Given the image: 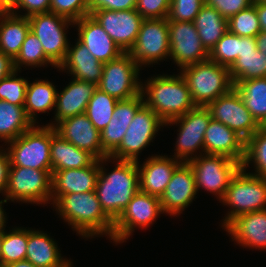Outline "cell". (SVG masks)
Instances as JSON below:
<instances>
[{
	"label": "cell",
	"mask_w": 266,
	"mask_h": 267,
	"mask_svg": "<svg viewBox=\"0 0 266 267\" xmlns=\"http://www.w3.org/2000/svg\"><path fill=\"white\" fill-rule=\"evenodd\" d=\"M115 162L110 172L104 167L108 161ZM107 171V172H106ZM139 191L137 162L111 159L99 160V175L95 192L104 212L115 221L133 196Z\"/></svg>",
	"instance_id": "cell-1"
},
{
	"label": "cell",
	"mask_w": 266,
	"mask_h": 267,
	"mask_svg": "<svg viewBox=\"0 0 266 267\" xmlns=\"http://www.w3.org/2000/svg\"><path fill=\"white\" fill-rule=\"evenodd\" d=\"M53 207L79 236L104 235L112 240L114 221L102 209L95 191L62 195Z\"/></svg>",
	"instance_id": "cell-2"
},
{
	"label": "cell",
	"mask_w": 266,
	"mask_h": 267,
	"mask_svg": "<svg viewBox=\"0 0 266 267\" xmlns=\"http://www.w3.org/2000/svg\"><path fill=\"white\" fill-rule=\"evenodd\" d=\"M140 93L144 105L152 109L164 122L186 114L196 105L184 77L159 74L141 82Z\"/></svg>",
	"instance_id": "cell-3"
},
{
	"label": "cell",
	"mask_w": 266,
	"mask_h": 267,
	"mask_svg": "<svg viewBox=\"0 0 266 267\" xmlns=\"http://www.w3.org/2000/svg\"><path fill=\"white\" fill-rule=\"evenodd\" d=\"M180 73L187 82L192 101L196 106H207L234 88L229 68L209 59L186 66Z\"/></svg>",
	"instance_id": "cell-4"
},
{
	"label": "cell",
	"mask_w": 266,
	"mask_h": 267,
	"mask_svg": "<svg viewBox=\"0 0 266 267\" xmlns=\"http://www.w3.org/2000/svg\"><path fill=\"white\" fill-rule=\"evenodd\" d=\"M230 207L221 227L240 215L266 209V178H262L242 167L232 177L224 197L219 201Z\"/></svg>",
	"instance_id": "cell-5"
},
{
	"label": "cell",
	"mask_w": 266,
	"mask_h": 267,
	"mask_svg": "<svg viewBox=\"0 0 266 267\" xmlns=\"http://www.w3.org/2000/svg\"><path fill=\"white\" fill-rule=\"evenodd\" d=\"M52 127L33 125L18 138L5 144L11 166L52 170L51 167Z\"/></svg>",
	"instance_id": "cell-6"
},
{
	"label": "cell",
	"mask_w": 266,
	"mask_h": 267,
	"mask_svg": "<svg viewBox=\"0 0 266 267\" xmlns=\"http://www.w3.org/2000/svg\"><path fill=\"white\" fill-rule=\"evenodd\" d=\"M52 195V170L10 166L5 197L8 201L49 204Z\"/></svg>",
	"instance_id": "cell-7"
},
{
	"label": "cell",
	"mask_w": 266,
	"mask_h": 267,
	"mask_svg": "<svg viewBox=\"0 0 266 267\" xmlns=\"http://www.w3.org/2000/svg\"><path fill=\"white\" fill-rule=\"evenodd\" d=\"M210 120L211 114L206 106H195L186 114L165 122V126L174 124L179 126L175 152L172 157L181 162H188L203 155L204 134Z\"/></svg>",
	"instance_id": "cell-8"
},
{
	"label": "cell",
	"mask_w": 266,
	"mask_h": 267,
	"mask_svg": "<svg viewBox=\"0 0 266 267\" xmlns=\"http://www.w3.org/2000/svg\"><path fill=\"white\" fill-rule=\"evenodd\" d=\"M28 19L30 31L41 42L45 56L59 68L68 52L67 29L75 27L74 21L53 12L34 14Z\"/></svg>",
	"instance_id": "cell-9"
},
{
	"label": "cell",
	"mask_w": 266,
	"mask_h": 267,
	"mask_svg": "<svg viewBox=\"0 0 266 267\" xmlns=\"http://www.w3.org/2000/svg\"><path fill=\"white\" fill-rule=\"evenodd\" d=\"M165 122L150 108L143 105L135 114L120 145L108 156L111 159L139 161V153L153 142Z\"/></svg>",
	"instance_id": "cell-10"
},
{
	"label": "cell",
	"mask_w": 266,
	"mask_h": 267,
	"mask_svg": "<svg viewBox=\"0 0 266 267\" xmlns=\"http://www.w3.org/2000/svg\"><path fill=\"white\" fill-rule=\"evenodd\" d=\"M195 176L197 192L203 188L220 201L229 187L232 177L242 165L223 155L203 154L188 161Z\"/></svg>",
	"instance_id": "cell-11"
},
{
	"label": "cell",
	"mask_w": 266,
	"mask_h": 267,
	"mask_svg": "<svg viewBox=\"0 0 266 267\" xmlns=\"http://www.w3.org/2000/svg\"><path fill=\"white\" fill-rule=\"evenodd\" d=\"M128 53L140 68L169 59L170 43L167 18L143 19L135 44Z\"/></svg>",
	"instance_id": "cell-12"
},
{
	"label": "cell",
	"mask_w": 266,
	"mask_h": 267,
	"mask_svg": "<svg viewBox=\"0 0 266 267\" xmlns=\"http://www.w3.org/2000/svg\"><path fill=\"white\" fill-rule=\"evenodd\" d=\"M140 70L141 68L130 54L124 52L118 58L104 63L97 88L118 101L133 98L140 94Z\"/></svg>",
	"instance_id": "cell-13"
},
{
	"label": "cell",
	"mask_w": 266,
	"mask_h": 267,
	"mask_svg": "<svg viewBox=\"0 0 266 267\" xmlns=\"http://www.w3.org/2000/svg\"><path fill=\"white\" fill-rule=\"evenodd\" d=\"M160 214H164L160 198L138 191L114 221L113 243L126 242L135 228H148Z\"/></svg>",
	"instance_id": "cell-14"
},
{
	"label": "cell",
	"mask_w": 266,
	"mask_h": 267,
	"mask_svg": "<svg viewBox=\"0 0 266 267\" xmlns=\"http://www.w3.org/2000/svg\"><path fill=\"white\" fill-rule=\"evenodd\" d=\"M211 118L235 131L245 141L253 136L260 124L245 107L240 94L233 88L229 93L219 96L206 106Z\"/></svg>",
	"instance_id": "cell-15"
},
{
	"label": "cell",
	"mask_w": 266,
	"mask_h": 267,
	"mask_svg": "<svg viewBox=\"0 0 266 267\" xmlns=\"http://www.w3.org/2000/svg\"><path fill=\"white\" fill-rule=\"evenodd\" d=\"M168 30L169 59L179 67L178 70L209 59L194 22L168 20Z\"/></svg>",
	"instance_id": "cell-16"
},
{
	"label": "cell",
	"mask_w": 266,
	"mask_h": 267,
	"mask_svg": "<svg viewBox=\"0 0 266 267\" xmlns=\"http://www.w3.org/2000/svg\"><path fill=\"white\" fill-rule=\"evenodd\" d=\"M122 49L123 52H129L135 44L140 30L143 17L132 10H98L91 14Z\"/></svg>",
	"instance_id": "cell-17"
},
{
	"label": "cell",
	"mask_w": 266,
	"mask_h": 267,
	"mask_svg": "<svg viewBox=\"0 0 266 267\" xmlns=\"http://www.w3.org/2000/svg\"><path fill=\"white\" fill-rule=\"evenodd\" d=\"M195 176L188 162H182L174 171L165 192L160 197L164 214L180 215L196 199Z\"/></svg>",
	"instance_id": "cell-18"
},
{
	"label": "cell",
	"mask_w": 266,
	"mask_h": 267,
	"mask_svg": "<svg viewBox=\"0 0 266 267\" xmlns=\"http://www.w3.org/2000/svg\"><path fill=\"white\" fill-rule=\"evenodd\" d=\"M57 134L79 149L101 160L109 155L102 149L101 134L85 113L66 118L54 126Z\"/></svg>",
	"instance_id": "cell-19"
},
{
	"label": "cell",
	"mask_w": 266,
	"mask_h": 267,
	"mask_svg": "<svg viewBox=\"0 0 266 267\" xmlns=\"http://www.w3.org/2000/svg\"><path fill=\"white\" fill-rule=\"evenodd\" d=\"M74 25L78 31L77 39L99 62L107 63L124 53L92 15L74 21Z\"/></svg>",
	"instance_id": "cell-20"
},
{
	"label": "cell",
	"mask_w": 266,
	"mask_h": 267,
	"mask_svg": "<svg viewBox=\"0 0 266 267\" xmlns=\"http://www.w3.org/2000/svg\"><path fill=\"white\" fill-rule=\"evenodd\" d=\"M182 162L168 155H152L137 166L139 170V191L160 198L172 178L175 169Z\"/></svg>",
	"instance_id": "cell-21"
},
{
	"label": "cell",
	"mask_w": 266,
	"mask_h": 267,
	"mask_svg": "<svg viewBox=\"0 0 266 267\" xmlns=\"http://www.w3.org/2000/svg\"><path fill=\"white\" fill-rule=\"evenodd\" d=\"M223 229L240 246L266 251V209L235 217Z\"/></svg>",
	"instance_id": "cell-22"
},
{
	"label": "cell",
	"mask_w": 266,
	"mask_h": 267,
	"mask_svg": "<svg viewBox=\"0 0 266 267\" xmlns=\"http://www.w3.org/2000/svg\"><path fill=\"white\" fill-rule=\"evenodd\" d=\"M245 144L246 141L235 131L211 118L204 134V154L223 155L242 165Z\"/></svg>",
	"instance_id": "cell-23"
},
{
	"label": "cell",
	"mask_w": 266,
	"mask_h": 267,
	"mask_svg": "<svg viewBox=\"0 0 266 267\" xmlns=\"http://www.w3.org/2000/svg\"><path fill=\"white\" fill-rule=\"evenodd\" d=\"M98 175V159L87 167L52 171L51 204L65 194L95 191Z\"/></svg>",
	"instance_id": "cell-24"
},
{
	"label": "cell",
	"mask_w": 266,
	"mask_h": 267,
	"mask_svg": "<svg viewBox=\"0 0 266 267\" xmlns=\"http://www.w3.org/2000/svg\"><path fill=\"white\" fill-rule=\"evenodd\" d=\"M96 89L97 85L94 83L72 78L60 93L57 91L54 121L46 125L54 127L66 118L85 113L88 102Z\"/></svg>",
	"instance_id": "cell-25"
},
{
	"label": "cell",
	"mask_w": 266,
	"mask_h": 267,
	"mask_svg": "<svg viewBox=\"0 0 266 267\" xmlns=\"http://www.w3.org/2000/svg\"><path fill=\"white\" fill-rule=\"evenodd\" d=\"M144 105L142 94L119 100L108 125L100 132L102 149L110 155L121 143L137 111Z\"/></svg>",
	"instance_id": "cell-26"
},
{
	"label": "cell",
	"mask_w": 266,
	"mask_h": 267,
	"mask_svg": "<svg viewBox=\"0 0 266 267\" xmlns=\"http://www.w3.org/2000/svg\"><path fill=\"white\" fill-rule=\"evenodd\" d=\"M70 45L69 43L66 58L58 70L67 71L71 76L73 75L71 78L98 85L104 64L99 62L78 39L74 46L70 47Z\"/></svg>",
	"instance_id": "cell-27"
},
{
	"label": "cell",
	"mask_w": 266,
	"mask_h": 267,
	"mask_svg": "<svg viewBox=\"0 0 266 267\" xmlns=\"http://www.w3.org/2000/svg\"><path fill=\"white\" fill-rule=\"evenodd\" d=\"M56 241L41 230L28 229L25 260L36 267H72L71 259H65Z\"/></svg>",
	"instance_id": "cell-28"
},
{
	"label": "cell",
	"mask_w": 266,
	"mask_h": 267,
	"mask_svg": "<svg viewBox=\"0 0 266 267\" xmlns=\"http://www.w3.org/2000/svg\"><path fill=\"white\" fill-rule=\"evenodd\" d=\"M50 160L52 171H60L90 166L96 158L88 151L79 149L63 139L52 127Z\"/></svg>",
	"instance_id": "cell-29"
},
{
	"label": "cell",
	"mask_w": 266,
	"mask_h": 267,
	"mask_svg": "<svg viewBox=\"0 0 266 267\" xmlns=\"http://www.w3.org/2000/svg\"><path fill=\"white\" fill-rule=\"evenodd\" d=\"M29 30L28 17L12 12L0 13V52L14 60Z\"/></svg>",
	"instance_id": "cell-30"
},
{
	"label": "cell",
	"mask_w": 266,
	"mask_h": 267,
	"mask_svg": "<svg viewBox=\"0 0 266 267\" xmlns=\"http://www.w3.org/2000/svg\"><path fill=\"white\" fill-rule=\"evenodd\" d=\"M56 85L46 80L28 81L25 97V113L33 125L38 124L37 113H49L56 105Z\"/></svg>",
	"instance_id": "cell-31"
},
{
	"label": "cell",
	"mask_w": 266,
	"mask_h": 267,
	"mask_svg": "<svg viewBox=\"0 0 266 267\" xmlns=\"http://www.w3.org/2000/svg\"><path fill=\"white\" fill-rule=\"evenodd\" d=\"M202 45L209 52L228 31V20L206 3L194 20Z\"/></svg>",
	"instance_id": "cell-32"
},
{
	"label": "cell",
	"mask_w": 266,
	"mask_h": 267,
	"mask_svg": "<svg viewBox=\"0 0 266 267\" xmlns=\"http://www.w3.org/2000/svg\"><path fill=\"white\" fill-rule=\"evenodd\" d=\"M234 88L240 94L245 107L261 124L266 118V77L236 81Z\"/></svg>",
	"instance_id": "cell-33"
},
{
	"label": "cell",
	"mask_w": 266,
	"mask_h": 267,
	"mask_svg": "<svg viewBox=\"0 0 266 267\" xmlns=\"http://www.w3.org/2000/svg\"><path fill=\"white\" fill-rule=\"evenodd\" d=\"M33 123L28 119L24 106L0 100V140L5 142L18 138L29 130Z\"/></svg>",
	"instance_id": "cell-34"
},
{
	"label": "cell",
	"mask_w": 266,
	"mask_h": 267,
	"mask_svg": "<svg viewBox=\"0 0 266 267\" xmlns=\"http://www.w3.org/2000/svg\"><path fill=\"white\" fill-rule=\"evenodd\" d=\"M229 71L233 83L266 77V55L259 50L242 53L238 55Z\"/></svg>",
	"instance_id": "cell-35"
},
{
	"label": "cell",
	"mask_w": 266,
	"mask_h": 267,
	"mask_svg": "<svg viewBox=\"0 0 266 267\" xmlns=\"http://www.w3.org/2000/svg\"><path fill=\"white\" fill-rule=\"evenodd\" d=\"M14 69L19 72L21 67L38 68L42 66L52 65L55 69L57 67L45 56L43 47L37 36L29 30L25 40L21 46L19 54L13 60Z\"/></svg>",
	"instance_id": "cell-36"
},
{
	"label": "cell",
	"mask_w": 266,
	"mask_h": 267,
	"mask_svg": "<svg viewBox=\"0 0 266 267\" xmlns=\"http://www.w3.org/2000/svg\"><path fill=\"white\" fill-rule=\"evenodd\" d=\"M117 102V99L102 92L99 88L94 91L86 107L85 114L99 132H102L110 122Z\"/></svg>",
	"instance_id": "cell-37"
},
{
	"label": "cell",
	"mask_w": 266,
	"mask_h": 267,
	"mask_svg": "<svg viewBox=\"0 0 266 267\" xmlns=\"http://www.w3.org/2000/svg\"><path fill=\"white\" fill-rule=\"evenodd\" d=\"M252 163L255 172L250 174L266 178V130L261 128L251 136L245 144V158L242 168H247Z\"/></svg>",
	"instance_id": "cell-38"
},
{
	"label": "cell",
	"mask_w": 266,
	"mask_h": 267,
	"mask_svg": "<svg viewBox=\"0 0 266 267\" xmlns=\"http://www.w3.org/2000/svg\"><path fill=\"white\" fill-rule=\"evenodd\" d=\"M27 243L28 229L14 227L9 232L4 231L1 266L25 260Z\"/></svg>",
	"instance_id": "cell-39"
},
{
	"label": "cell",
	"mask_w": 266,
	"mask_h": 267,
	"mask_svg": "<svg viewBox=\"0 0 266 267\" xmlns=\"http://www.w3.org/2000/svg\"><path fill=\"white\" fill-rule=\"evenodd\" d=\"M228 31L240 37H256L261 32L256 7L252 4L230 17Z\"/></svg>",
	"instance_id": "cell-40"
},
{
	"label": "cell",
	"mask_w": 266,
	"mask_h": 267,
	"mask_svg": "<svg viewBox=\"0 0 266 267\" xmlns=\"http://www.w3.org/2000/svg\"><path fill=\"white\" fill-rule=\"evenodd\" d=\"M239 53V36L227 31L209 51V60L230 68Z\"/></svg>",
	"instance_id": "cell-41"
},
{
	"label": "cell",
	"mask_w": 266,
	"mask_h": 267,
	"mask_svg": "<svg viewBox=\"0 0 266 267\" xmlns=\"http://www.w3.org/2000/svg\"><path fill=\"white\" fill-rule=\"evenodd\" d=\"M18 73V70H14L10 75L0 80V100L17 106H24L28 80L18 77Z\"/></svg>",
	"instance_id": "cell-42"
},
{
	"label": "cell",
	"mask_w": 266,
	"mask_h": 267,
	"mask_svg": "<svg viewBox=\"0 0 266 267\" xmlns=\"http://www.w3.org/2000/svg\"><path fill=\"white\" fill-rule=\"evenodd\" d=\"M50 12L76 21L89 15V0H50Z\"/></svg>",
	"instance_id": "cell-43"
},
{
	"label": "cell",
	"mask_w": 266,
	"mask_h": 267,
	"mask_svg": "<svg viewBox=\"0 0 266 267\" xmlns=\"http://www.w3.org/2000/svg\"><path fill=\"white\" fill-rule=\"evenodd\" d=\"M205 0H170L167 20L194 22Z\"/></svg>",
	"instance_id": "cell-44"
},
{
	"label": "cell",
	"mask_w": 266,
	"mask_h": 267,
	"mask_svg": "<svg viewBox=\"0 0 266 267\" xmlns=\"http://www.w3.org/2000/svg\"><path fill=\"white\" fill-rule=\"evenodd\" d=\"M135 9L143 19L167 18L170 0H137Z\"/></svg>",
	"instance_id": "cell-45"
},
{
	"label": "cell",
	"mask_w": 266,
	"mask_h": 267,
	"mask_svg": "<svg viewBox=\"0 0 266 267\" xmlns=\"http://www.w3.org/2000/svg\"><path fill=\"white\" fill-rule=\"evenodd\" d=\"M254 0H205V3L214 7L227 20L241 10L250 7Z\"/></svg>",
	"instance_id": "cell-46"
},
{
	"label": "cell",
	"mask_w": 266,
	"mask_h": 267,
	"mask_svg": "<svg viewBox=\"0 0 266 267\" xmlns=\"http://www.w3.org/2000/svg\"><path fill=\"white\" fill-rule=\"evenodd\" d=\"M20 9L25 11V13L21 15L25 17L50 12V0H16L12 13L20 15L19 13L22 11Z\"/></svg>",
	"instance_id": "cell-47"
},
{
	"label": "cell",
	"mask_w": 266,
	"mask_h": 267,
	"mask_svg": "<svg viewBox=\"0 0 266 267\" xmlns=\"http://www.w3.org/2000/svg\"><path fill=\"white\" fill-rule=\"evenodd\" d=\"M137 0H89V15L98 10H132Z\"/></svg>",
	"instance_id": "cell-48"
},
{
	"label": "cell",
	"mask_w": 266,
	"mask_h": 267,
	"mask_svg": "<svg viewBox=\"0 0 266 267\" xmlns=\"http://www.w3.org/2000/svg\"><path fill=\"white\" fill-rule=\"evenodd\" d=\"M10 159L6 149L0 147V193L5 196L8 185Z\"/></svg>",
	"instance_id": "cell-49"
},
{
	"label": "cell",
	"mask_w": 266,
	"mask_h": 267,
	"mask_svg": "<svg viewBox=\"0 0 266 267\" xmlns=\"http://www.w3.org/2000/svg\"><path fill=\"white\" fill-rule=\"evenodd\" d=\"M14 70L13 60L0 52V80L10 75Z\"/></svg>",
	"instance_id": "cell-50"
},
{
	"label": "cell",
	"mask_w": 266,
	"mask_h": 267,
	"mask_svg": "<svg viewBox=\"0 0 266 267\" xmlns=\"http://www.w3.org/2000/svg\"><path fill=\"white\" fill-rule=\"evenodd\" d=\"M257 49L255 37H240L239 36V53L255 52Z\"/></svg>",
	"instance_id": "cell-51"
},
{
	"label": "cell",
	"mask_w": 266,
	"mask_h": 267,
	"mask_svg": "<svg viewBox=\"0 0 266 267\" xmlns=\"http://www.w3.org/2000/svg\"><path fill=\"white\" fill-rule=\"evenodd\" d=\"M253 5L256 7L261 31L266 32V3L253 2Z\"/></svg>",
	"instance_id": "cell-52"
},
{
	"label": "cell",
	"mask_w": 266,
	"mask_h": 267,
	"mask_svg": "<svg viewBox=\"0 0 266 267\" xmlns=\"http://www.w3.org/2000/svg\"><path fill=\"white\" fill-rule=\"evenodd\" d=\"M257 49L266 55V32H260L256 37Z\"/></svg>",
	"instance_id": "cell-53"
},
{
	"label": "cell",
	"mask_w": 266,
	"mask_h": 267,
	"mask_svg": "<svg viewBox=\"0 0 266 267\" xmlns=\"http://www.w3.org/2000/svg\"><path fill=\"white\" fill-rule=\"evenodd\" d=\"M16 0H0V13H11Z\"/></svg>",
	"instance_id": "cell-54"
},
{
	"label": "cell",
	"mask_w": 266,
	"mask_h": 267,
	"mask_svg": "<svg viewBox=\"0 0 266 267\" xmlns=\"http://www.w3.org/2000/svg\"><path fill=\"white\" fill-rule=\"evenodd\" d=\"M7 202L8 200L6 198L4 200H0V231L6 230L5 227H6L7 214L3 209V204Z\"/></svg>",
	"instance_id": "cell-55"
},
{
	"label": "cell",
	"mask_w": 266,
	"mask_h": 267,
	"mask_svg": "<svg viewBox=\"0 0 266 267\" xmlns=\"http://www.w3.org/2000/svg\"><path fill=\"white\" fill-rule=\"evenodd\" d=\"M1 267H36V266L27 260H22V261L13 262V263L1 266Z\"/></svg>",
	"instance_id": "cell-56"
},
{
	"label": "cell",
	"mask_w": 266,
	"mask_h": 267,
	"mask_svg": "<svg viewBox=\"0 0 266 267\" xmlns=\"http://www.w3.org/2000/svg\"><path fill=\"white\" fill-rule=\"evenodd\" d=\"M4 237V231H0V267H1V257H2V242Z\"/></svg>",
	"instance_id": "cell-57"
},
{
	"label": "cell",
	"mask_w": 266,
	"mask_h": 267,
	"mask_svg": "<svg viewBox=\"0 0 266 267\" xmlns=\"http://www.w3.org/2000/svg\"><path fill=\"white\" fill-rule=\"evenodd\" d=\"M260 128L263 130H266V118L264 119V121L260 124Z\"/></svg>",
	"instance_id": "cell-58"
},
{
	"label": "cell",
	"mask_w": 266,
	"mask_h": 267,
	"mask_svg": "<svg viewBox=\"0 0 266 267\" xmlns=\"http://www.w3.org/2000/svg\"><path fill=\"white\" fill-rule=\"evenodd\" d=\"M254 2H262V3H266V0H254Z\"/></svg>",
	"instance_id": "cell-59"
}]
</instances>
